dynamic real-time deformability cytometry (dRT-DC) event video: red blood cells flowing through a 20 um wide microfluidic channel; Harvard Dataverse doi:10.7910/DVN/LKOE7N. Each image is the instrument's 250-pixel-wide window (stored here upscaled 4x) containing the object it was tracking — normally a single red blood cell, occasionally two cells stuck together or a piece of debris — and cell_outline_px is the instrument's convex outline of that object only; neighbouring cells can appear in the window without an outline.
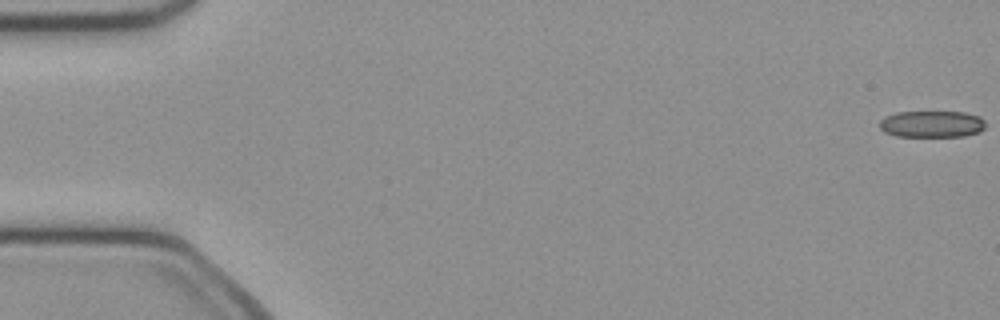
{"species": "common noctule bat (a hibernating species)", "species_latin": "Nyctalus noctula", "temperature_condition": "cold", "stored_images_in_passage": 51, "camera_frame_rate_fps": 3000, "um_per_image_px": 0.085, "animal": {"sex": "female", "body_mass_g": 21.9}, "frame": {"image": 1, "passage_image": 1, "time_ms": 0.0, "image_size_px": [1000, 320], "cell_outline_px": [[984, 128], [980, 132], [964, 136], [896, 136], [884, 132], [880, 128], [880, 120], [884, 116], [896, 112], [964, 112], [980, 116], [984, 120]], "centroid_in_image_um": [79.2, 10.54], "position_along_channel_um": 5.8, "area_um2": 16.53}}
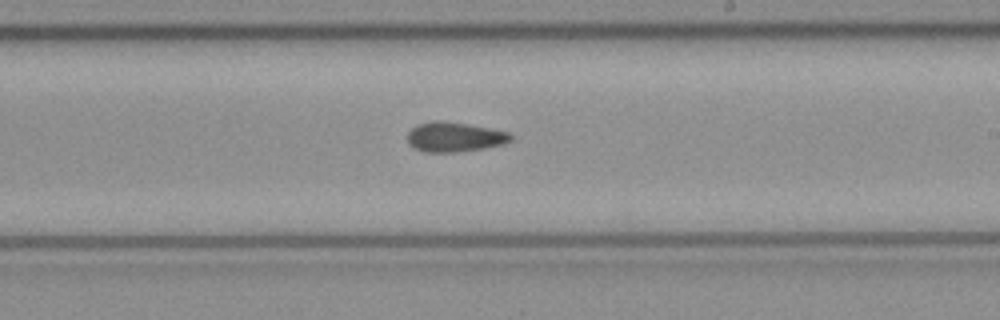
{"frame": {"image": 2, "passage_image": 30, "time_ms": 9.667, "image_size_px": [1000, 320], "cell_outline_px": [[512, 140], [504, 144], [484, 148], [456, 152], [424, 152], [408, 144], [408, 132], [416, 124], [432, 120], [444, 120], [468, 124], [508, 132], [512, 136]], "centroid_in_image_um": [38.61, 11.63], "position_along_channel_um": 250.4, "area_um2": 17.98}}
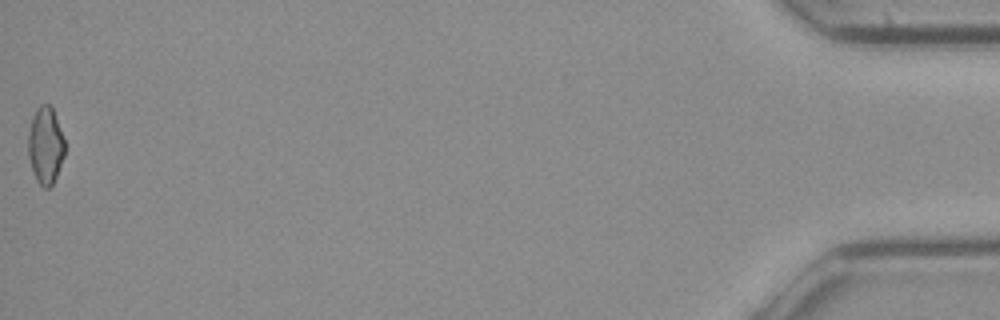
{"frame": {"image": 3, "passage_image": 51, "time_ms": 16.667, "image_size_px": [1000, 320], "cell_outline_px": [[64, 156], [56, 176], [52, 184], [48, 188], [44, 188], [36, 180], [28, 156], [28, 132], [32, 116], [36, 108], [40, 104], [48, 104], [52, 108], [64, 140]], "centroid_in_image_um": [3.84, 12.35], "position_along_channel_um": 431.4, "area_um2": 16.24}, "authors_computed_cell_mechanics": {"area_um2": 17.2822, "velocity_mm_per_s": 4.0797, "shape_relaxation_time_tau1_ms": null, "shape_relaxation_time_tau2_ms": 7.2959, "deformation_change_tau1": null, "deformation_change_tau2": 0.1589}}